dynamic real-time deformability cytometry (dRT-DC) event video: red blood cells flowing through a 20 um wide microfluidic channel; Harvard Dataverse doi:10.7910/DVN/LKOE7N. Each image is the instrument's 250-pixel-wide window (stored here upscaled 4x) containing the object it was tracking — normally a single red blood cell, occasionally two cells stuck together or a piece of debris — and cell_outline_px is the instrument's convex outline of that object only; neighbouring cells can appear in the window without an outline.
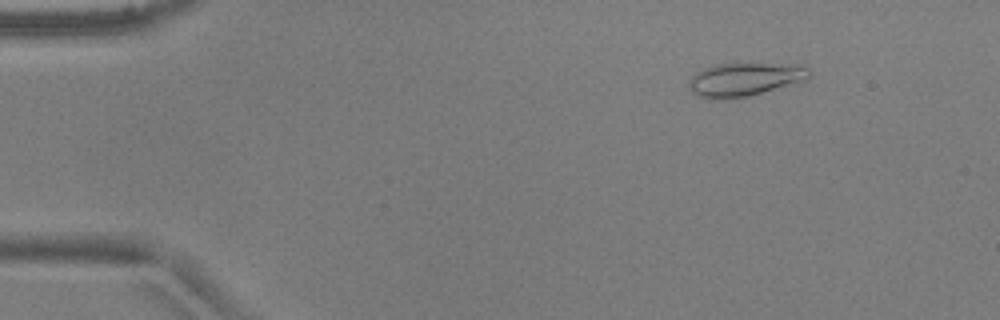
{"species": "common noctule bat (a hibernating species)", "species_latin": "Nyctalus noctula", "temperature_condition": "warm", "stored_images_in_passage": 51, "camera_frame_rate_fps": 3000, "um_per_image_px": 0.085, "animal": {"sex": "male", "body_mass_g": 17.9, "forearm_length_mm": 54.2}, "frame": {"image": 1, "passage_image": 7, "time_ms": 2.0, "image_size_px": [1000, 320], "cell_outline_px": [[812, 76], [748, 96], [720, 100], [712, 100], [696, 96], [688, 88], [688, 84], [692, 76], [696, 72], [704, 68], [716, 64], [736, 60], [752, 60], [792, 64], [812, 68]], "centroid_in_image_um": [63.24, 6.67], "position_along_channel_um": 21.8, "area_um2": 24.45}}
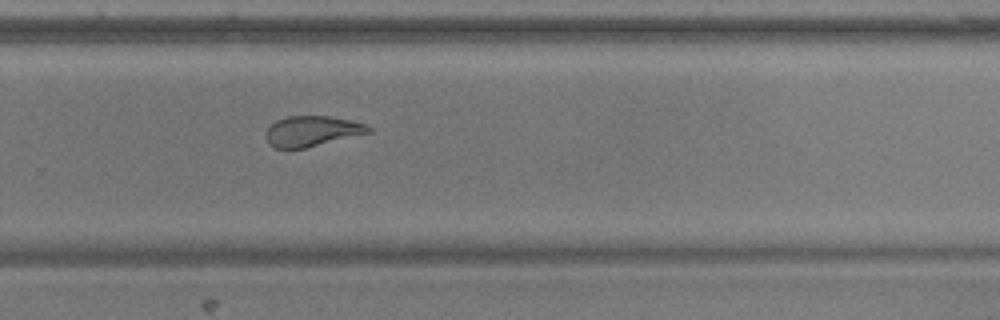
{"frame": {"image": 2, "passage_image": 35, "time_ms": 11.333, "image_size_px": [1000, 320], "cell_outline_px": [[372, 132], [304, 148], [272, 148], [268, 144], [264, 136], [264, 132], [276, 120], [288, 116], [328, 116], [348, 120], [364, 124], [372, 128]], "centroid_in_image_um": [26.46, 11.15], "position_along_channel_um": 303.3, "area_um2": 18.15}}
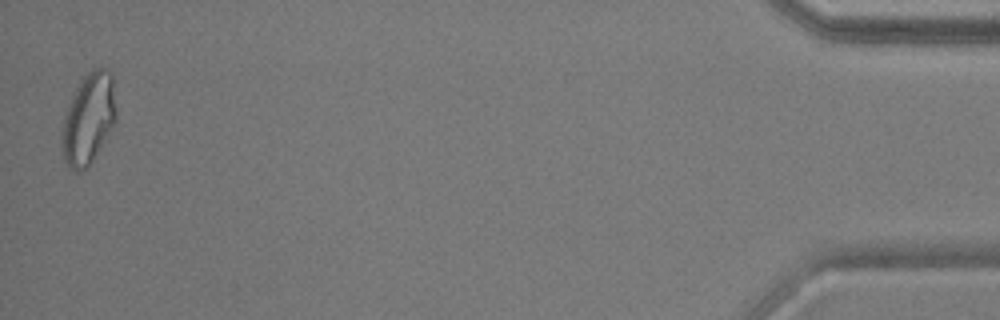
{"frame": {"image": 3, "passage_image": 51, "time_ms": 16.667, "image_size_px": [1000, 320], "cell_outline_px": [[116, 120], [104, 140], [88, 164], [80, 172], [76, 172], [64, 160], [60, 144], [60, 140], [64, 116], [72, 96], [76, 88], [84, 76], [92, 68], [104, 68], [112, 72], [116, 108]], "centroid_in_image_um": [7.51, 10.05], "position_along_channel_um": 427.7, "area_um2": 28.38}, "authors_computed_cell_mechanics": {"area_um2": 21.5016, "velocity_mm_per_s": 3.9361, "shape_relaxation_time_tau1_ms": null, "shape_relaxation_time_tau2_ms": 1.3765, "deformation_change_tau1": null, "deformation_change_tau2": 0.0843}}